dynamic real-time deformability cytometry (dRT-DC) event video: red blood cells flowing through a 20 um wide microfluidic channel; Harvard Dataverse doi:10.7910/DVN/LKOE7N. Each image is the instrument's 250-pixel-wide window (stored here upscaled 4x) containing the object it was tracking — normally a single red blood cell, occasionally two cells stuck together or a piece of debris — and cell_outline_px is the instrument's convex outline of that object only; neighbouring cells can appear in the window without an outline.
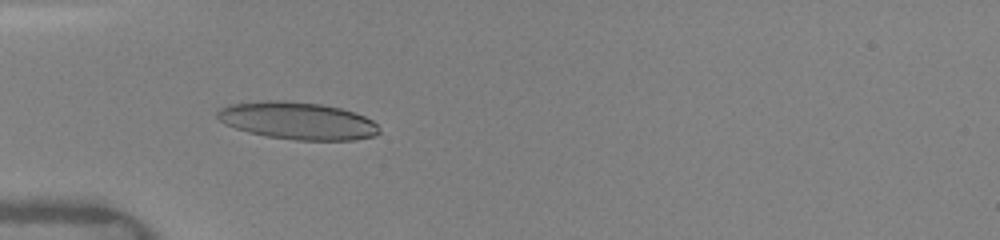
{"species": "human", "species_latin": "Homo sapiens", "temperature_condition": "warm", "stored_images_in_passage": 23, "camera_frame_rate_fps": 3000, "um_per_image_px": 0.085, "donor": {"sex": "female"}, "frame": {"image": 1, "passage_image": 22, "time_ms": 4.333, "image_size_px": [1000, 240], "cell_outline_px": [[380, 132], [376, 136], [356, 140], [296, 140], [268, 136], [248, 132], [224, 124], [216, 116], [216, 112], [220, 108], [232, 104], [264, 100], [288, 100], [320, 104], [340, 108], [364, 116], [372, 120], [380, 128]], "centroid_in_image_um": [25.3, 10.26], "position_along_channel_um": 59.7, "area_um2": 35.32}}